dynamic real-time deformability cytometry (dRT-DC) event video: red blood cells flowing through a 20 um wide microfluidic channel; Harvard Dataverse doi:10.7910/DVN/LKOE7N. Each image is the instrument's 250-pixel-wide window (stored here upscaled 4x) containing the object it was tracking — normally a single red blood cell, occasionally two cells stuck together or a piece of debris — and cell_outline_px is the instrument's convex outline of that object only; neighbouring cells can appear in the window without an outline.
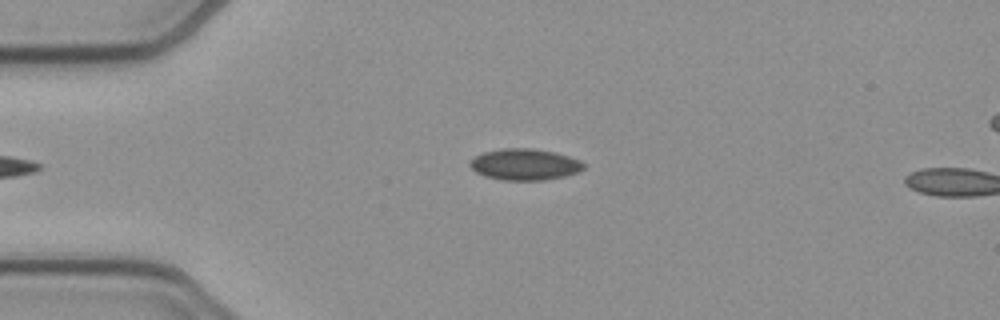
{"species": "common noctule bat (a hibernating species)", "species_latin": "Nyctalus noctula", "temperature_condition": "cold", "stored_images_in_passage": 4, "camera_frame_rate_fps": 3000, "um_per_image_px": 0.085, "animal": {"sex": "female", "body_mass_g": 21.9}, "frame": {"image": 1, "passage_image": 2, "time_ms": 0.333, "image_size_px": [1000, 320], "cell_outline_px": [[584, 168], [576, 172], [564, 176], [544, 180], [500, 180], [484, 176], [476, 172], [468, 164], [468, 160], [484, 152], [504, 148], [532, 148], [552, 152], [568, 156], [580, 160], [584, 164]], "centroid_in_image_um": [44.55, 13.98], "position_along_channel_um": 40.4, "area_um2": 20.69}}